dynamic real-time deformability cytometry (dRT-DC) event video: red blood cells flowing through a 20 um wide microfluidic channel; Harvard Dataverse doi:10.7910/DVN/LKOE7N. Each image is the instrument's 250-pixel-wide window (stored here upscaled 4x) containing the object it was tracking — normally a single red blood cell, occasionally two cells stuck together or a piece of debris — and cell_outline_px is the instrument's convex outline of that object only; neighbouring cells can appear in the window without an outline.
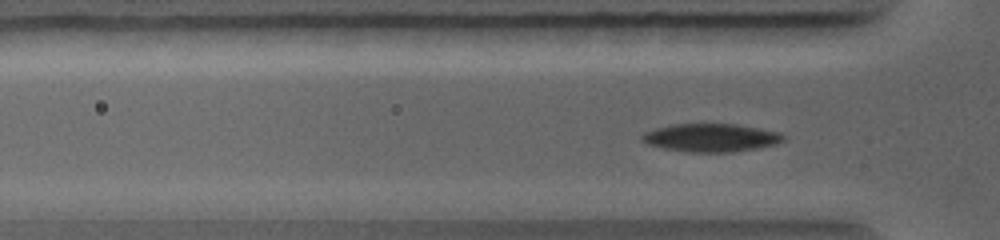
{"species": "common noctule bat (a hibernating species)", "species_latin": "Nyctalus noctula", "temperature_condition": "warm", "stored_images_in_passage": 41, "camera_frame_rate_fps": 5000, "um_per_image_px": 0.085, "animal": {"sex": "female", "body_mass_g": 19.0, "forearm_length_mm": 56.7}, "frame": {"image": 1, "passage_image": 12, "time_ms": 2.2, "image_size_px": [1000, 240], "cell_outline_px": [[784, 140], [776, 144], [756, 148], [732, 152], [688, 152], [664, 148], [648, 144], [640, 140], [640, 136], [644, 132], [656, 128], [676, 124], [736, 124], [780, 132], [784, 136]], "centroid_in_image_um": [60.42, 11.7], "position_along_channel_um": 65.4, "area_um2": 23.06}}
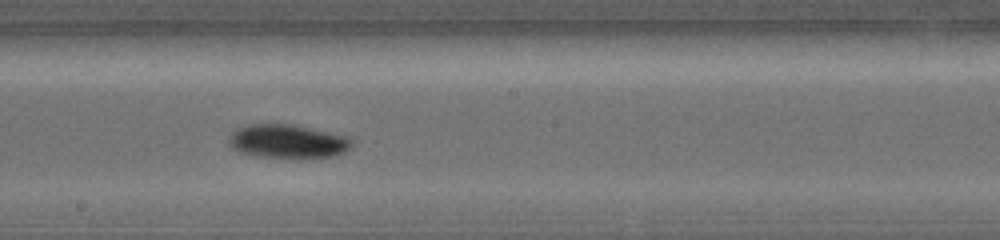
{"frame": {"image": 2, "passage_image": 27, "time_ms": 5.2, "image_size_px": [1000, 240], "cell_outline_px": [[352, 148], [344, 152], [332, 156], [300, 160], [256, 156], [240, 152], [232, 148], [228, 144], [228, 136], [236, 128], [248, 124], [296, 124], [348, 136], [352, 140]], "centroid_in_image_um": [24.46, 12.03], "position_along_channel_um": 223.7, "area_um2": 25.09}}
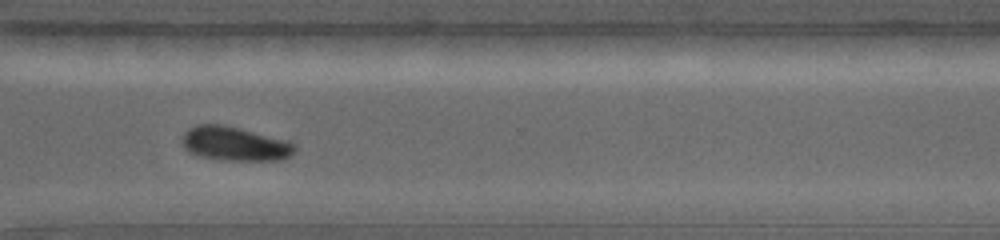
{"frame": {"image": 3, "passage_image": 39, "time_ms": 7.6, "image_size_px": [1000, 240], "cell_outline_px": [[296, 148], [284, 160], [220, 160], [200, 156], [188, 152], [184, 148], [180, 140], [184, 132], [188, 128], [196, 124], [224, 124], [292, 140], [296, 144]], "centroid_in_image_um": [19.96, 12.2], "position_along_channel_um": 350.6, "area_um2": 23.0}}